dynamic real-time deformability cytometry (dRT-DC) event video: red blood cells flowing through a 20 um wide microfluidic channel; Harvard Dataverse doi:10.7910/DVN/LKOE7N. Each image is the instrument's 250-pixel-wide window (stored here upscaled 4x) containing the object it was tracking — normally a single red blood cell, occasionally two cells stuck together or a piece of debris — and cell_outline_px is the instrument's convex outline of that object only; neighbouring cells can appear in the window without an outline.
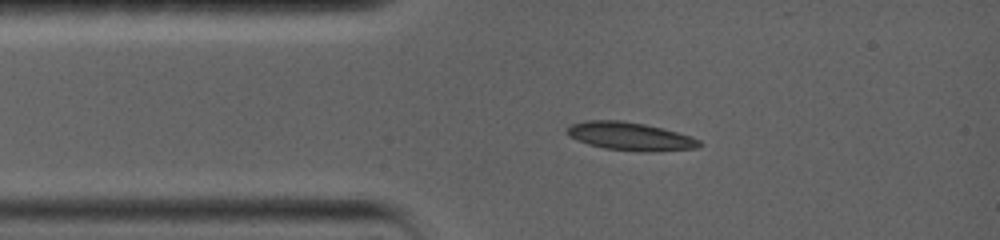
{"species": "common noctule bat (a hibernating species)", "species_latin": "Nyctalus noctula", "temperature_condition": "warm", "stored_images_in_passage": 80, "camera_frame_rate_fps": 5000, "um_per_image_px": 0.085, "animal": {"sex": "female", "body_mass_g": 19.0, "forearm_length_mm": 56.7}, "frame": {"image": 1, "passage_image": 1, "time_ms": 0.0, "image_size_px": [1000, 240], "cell_outline_px": [[704, 144], [700, 148], [652, 152], [644, 152], [604, 148], [588, 144], [568, 136], [564, 132], [572, 124], [584, 120], [620, 120], [644, 124], [664, 128], [692, 136], [700, 140]], "centroid_in_image_um": [53.61, 11.59], "position_along_channel_um": 31.4, "area_um2": 22.02}}
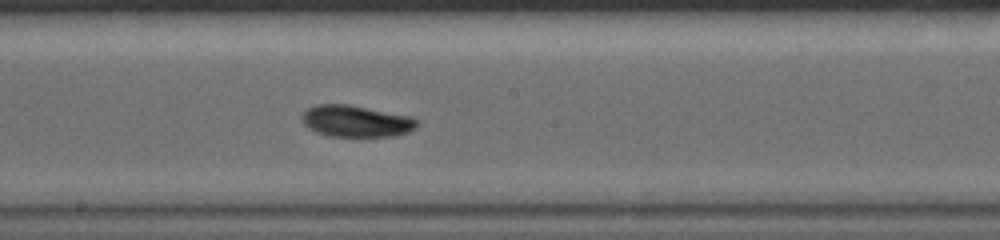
{"frame": {"image": 2, "passage_image": 34, "time_ms": 5.6, "image_size_px": [1000, 240], "cell_outline_px": [[420, 124], [416, 128], [408, 132], [396, 136], [332, 136], [316, 132], [308, 128], [300, 120], [300, 116], [308, 108], [316, 104], [348, 104], [412, 116], [420, 120]], "centroid_in_image_um": [30.3, 10.29], "position_along_channel_um": 217.9, "area_um2": 21.5}}
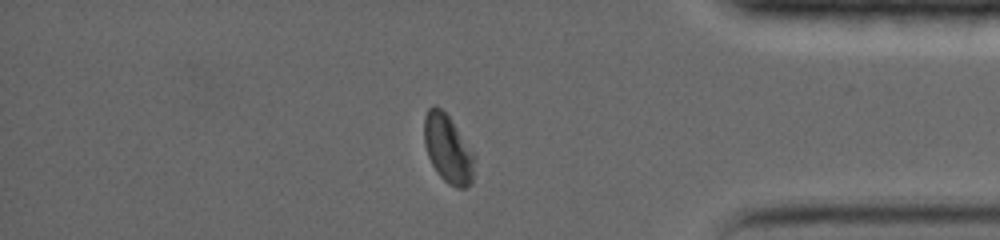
{"frame": {"image": 3, "passage_image": 68, "time_ms": 11.2, "image_size_px": [1000, 240], "cell_outline_px": [[476, 160], [472, 180], [464, 188], [456, 188], [448, 184], [436, 172], [428, 156], [424, 144], [424, 116], [428, 108], [432, 104], [436, 104], [452, 120], [472, 152]], "centroid_in_image_um": [38.05, 12.64], "position_along_channel_um": 397.1, "area_um2": 20.0}, "authors_computed_cell_mechanics": {"area_um2": 20.9814, "velocity_mm_per_s": 3.5777, "shape_relaxation_time_tau1_ms": 6.1285, "shape_relaxation_time_tau2_ms": 3.7216, "deformation_change_tau1": 0.1599, "deformation_change_tau2": 0.0565}}